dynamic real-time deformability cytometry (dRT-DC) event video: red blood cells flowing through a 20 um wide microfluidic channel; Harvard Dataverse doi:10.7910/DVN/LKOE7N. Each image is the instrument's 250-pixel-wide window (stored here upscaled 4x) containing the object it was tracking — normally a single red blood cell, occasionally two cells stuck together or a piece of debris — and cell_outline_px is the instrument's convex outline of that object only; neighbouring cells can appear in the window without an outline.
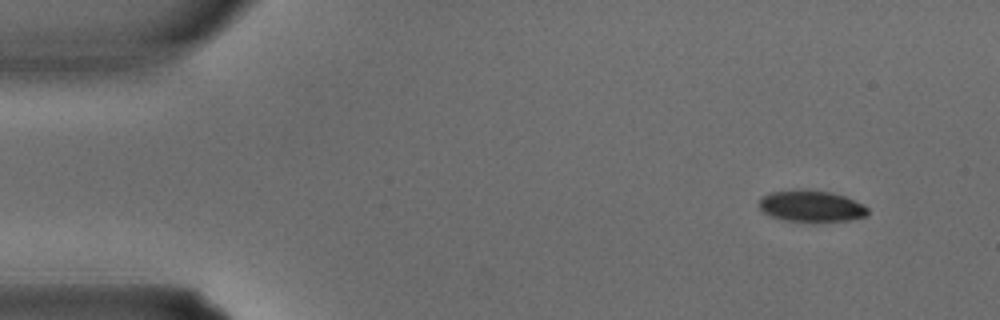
{"species": "common noctule bat (a hibernating species)", "species_latin": "Nyctalus noctula", "temperature_condition": "warm", "stored_images_in_passage": 3, "camera_frame_rate_fps": 3000, "um_per_image_px": 0.085, "animal": {"sex": "male", "body_mass_g": 15.6}, "frame": {"image": 1, "passage_image": 1, "time_ms": 0.0, "image_size_px": [1000, 320], "cell_outline_px": [[868, 216], [848, 220], [812, 224], [784, 220], [768, 216], [756, 204], [760, 196], [772, 192], [800, 188], [832, 192], [844, 196], [868, 208]], "centroid_in_image_um": [68.89, 17.54], "position_along_channel_um": 16.1, "area_um2": 20.75}}
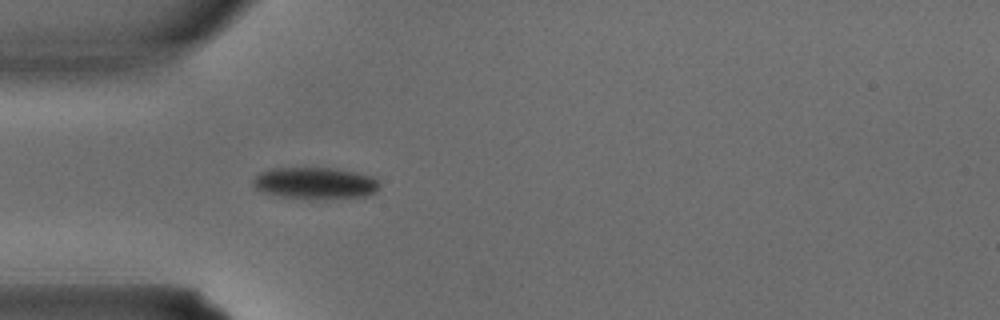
{"frame": {"image": 2, "passage_image": 3, "time_ms": 0.667, "image_size_px": [1000, 320], "cell_outline_px": [[380, 188], [376, 192], [364, 196], [280, 196], [264, 192], [256, 188], [252, 184], [252, 180], [260, 172], [272, 168], [336, 168], [356, 172], [372, 176], [380, 184]], "centroid_in_image_um": [26.78, 15.51], "position_along_channel_um": 58.2, "area_um2": 22.37}}